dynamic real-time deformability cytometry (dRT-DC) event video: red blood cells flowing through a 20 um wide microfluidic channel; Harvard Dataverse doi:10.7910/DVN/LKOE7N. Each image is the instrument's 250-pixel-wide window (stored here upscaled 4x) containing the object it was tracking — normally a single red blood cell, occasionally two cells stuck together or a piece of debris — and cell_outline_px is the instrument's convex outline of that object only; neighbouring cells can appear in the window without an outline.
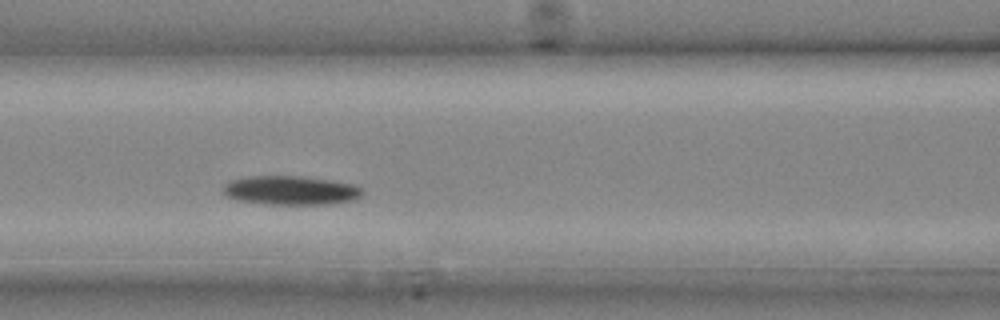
{"species": "common noctule bat (a hibernating species)", "species_latin": "Nyctalus noctula", "temperature_condition": "cold", "stored_images_in_passage": 13, "camera_frame_rate_fps": 3000, "um_per_image_px": 0.085, "animal": {"sex": "male", "body_mass_g": 20.4}, "frame": {"image": 1, "passage_image": 8, "time_ms": 2.333, "image_size_px": [1000, 320], "cell_outline_px": [[364, 192], [356, 200], [332, 204], [272, 204], [240, 200], [228, 196], [224, 192], [224, 184], [232, 180], [248, 176], [300, 176], [328, 180], [352, 184], [360, 188]], "centroid_in_image_um": [24.75, 16.18], "position_along_channel_um": 141.8, "area_um2": 23.24}}
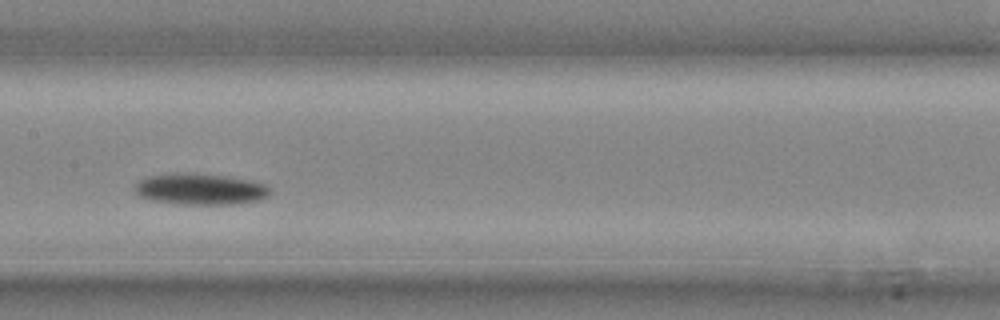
{"frame": {"image": 2, "passage_image": 10, "time_ms": 3.0, "image_size_px": [1000, 320], "cell_outline_px": [[268, 196], [260, 200], [232, 204], [176, 204], [152, 200], [140, 196], [132, 188], [144, 176], [172, 172], [192, 172], [228, 176], [248, 180], [264, 184], [268, 188]], "centroid_in_image_um": [16.94, 16.05], "position_along_channel_um": 190.5, "area_um2": 24.91}}
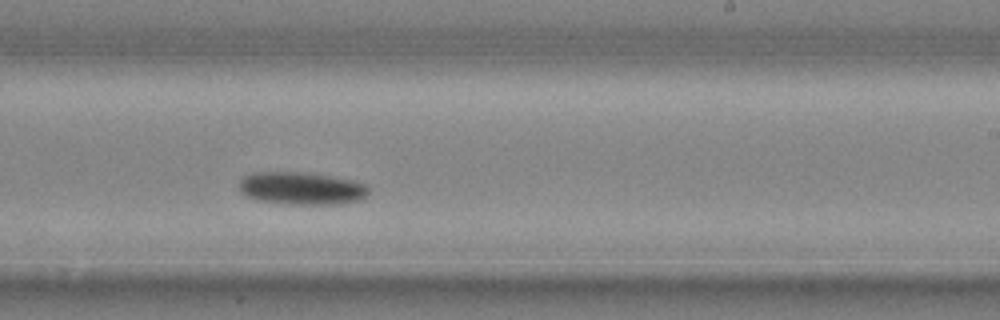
{"frame": {"image": 3, "passage_image": 13, "time_ms": 4.0, "image_size_px": [1000, 320], "cell_outline_px": [[368, 192], [360, 200], [340, 204], [284, 204], [256, 200], [240, 192], [236, 184], [244, 176], [252, 172], [308, 172], [356, 180], [368, 184]], "centroid_in_image_um": [25.61, 16.0], "position_along_channel_um": 263.4, "area_um2": 25.14}}